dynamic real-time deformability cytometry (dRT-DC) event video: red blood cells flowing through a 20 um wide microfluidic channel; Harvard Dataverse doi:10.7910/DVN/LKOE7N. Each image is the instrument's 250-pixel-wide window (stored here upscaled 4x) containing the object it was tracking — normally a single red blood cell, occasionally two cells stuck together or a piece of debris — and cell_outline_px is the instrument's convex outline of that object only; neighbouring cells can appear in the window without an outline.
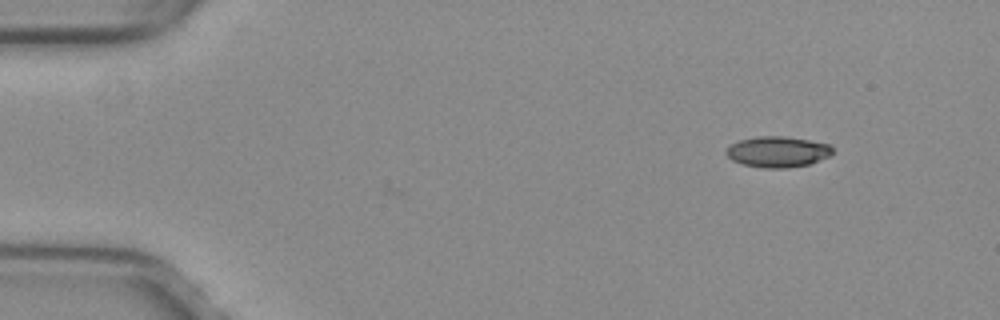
{"species": "common noctule bat (a hibernating species)", "species_latin": "Nyctalus noctula", "temperature_condition": "warm", "stored_images_in_passage": 4, "camera_frame_rate_fps": 3000, "um_per_image_px": 0.085, "animal": {"sex": "female", "body_mass_g": 29.2, "forearm_length_mm": 56.3}, "frame": {"image": 1, "passage_image": 4, "time_ms": 1.0, "image_size_px": [1000, 320], "cell_outline_px": [[832, 152], [828, 156], [808, 164], [788, 168], [764, 168], [744, 164], [732, 160], [724, 152], [732, 144], [740, 140], [756, 136], [784, 136], [832, 144]], "centroid_in_image_um": [66.1, 12.89], "position_along_channel_um": 18.9, "area_um2": 18.96}}